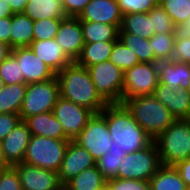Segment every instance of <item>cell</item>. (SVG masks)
Instances as JSON below:
<instances>
[{"label": "cell", "mask_w": 190, "mask_h": 190, "mask_svg": "<svg viewBox=\"0 0 190 190\" xmlns=\"http://www.w3.org/2000/svg\"><path fill=\"white\" fill-rule=\"evenodd\" d=\"M154 141L142 150L128 153L119 165L118 178L149 181L161 167Z\"/></svg>", "instance_id": "8992f818"}, {"label": "cell", "mask_w": 190, "mask_h": 190, "mask_svg": "<svg viewBox=\"0 0 190 190\" xmlns=\"http://www.w3.org/2000/svg\"><path fill=\"white\" fill-rule=\"evenodd\" d=\"M13 13H23L27 4L26 0H7Z\"/></svg>", "instance_id": "bcb514c9"}, {"label": "cell", "mask_w": 190, "mask_h": 190, "mask_svg": "<svg viewBox=\"0 0 190 190\" xmlns=\"http://www.w3.org/2000/svg\"><path fill=\"white\" fill-rule=\"evenodd\" d=\"M33 21L47 18H67L62 0H31L23 12Z\"/></svg>", "instance_id": "603a6c76"}, {"label": "cell", "mask_w": 190, "mask_h": 190, "mask_svg": "<svg viewBox=\"0 0 190 190\" xmlns=\"http://www.w3.org/2000/svg\"><path fill=\"white\" fill-rule=\"evenodd\" d=\"M187 188H190V158L179 161L174 165Z\"/></svg>", "instance_id": "ee69618b"}, {"label": "cell", "mask_w": 190, "mask_h": 190, "mask_svg": "<svg viewBox=\"0 0 190 190\" xmlns=\"http://www.w3.org/2000/svg\"><path fill=\"white\" fill-rule=\"evenodd\" d=\"M34 21L24 13L11 16L10 47H28L33 41Z\"/></svg>", "instance_id": "7402d4cb"}, {"label": "cell", "mask_w": 190, "mask_h": 190, "mask_svg": "<svg viewBox=\"0 0 190 190\" xmlns=\"http://www.w3.org/2000/svg\"><path fill=\"white\" fill-rule=\"evenodd\" d=\"M176 34H154L149 38L154 51L155 59L160 61H170L173 59L174 42Z\"/></svg>", "instance_id": "1f68e13d"}, {"label": "cell", "mask_w": 190, "mask_h": 190, "mask_svg": "<svg viewBox=\"0 0 190 190\" xmlns=\"http://www.w3.org/2000/svg\"><path fill=\"white\" fill-rule=\"evenodd\" d=\"M111 140L106 120L100 114H94L74 141L98 161L109 151Z\"/></svg>", "instance_id": "30bf717a"}, {"label": "cell", "mask_w": 190, "mask_h": 190, "mask_svg": "<svg viewBox=\"0 0 190 190\" xmlns=\"http://www.w3.org/2000/svg\"><path fill=\"white\" fill-rule=\"evenodd\" d=\"M96 91L107 104H121L124 71L110 60L87 68Z\"/></svg>", "instance_id": "52a82bcc"}, {"label": "cell", "mask_w": 190, "mask_h": 190, "mask_svg": "<svg viewBox=\"0 0 190 190\" xmlns=\"http://www.w3.org/2000/svg\"><path fill=\"white\" fill-rule=\"evenodd\" d=\"M151 24L155 34H176L178 32V28L160 4L151 9Z\"/></svg>", "instance_id": "e575fe53"}, {"label": "cell", "mask_w": 190, "mask_h": 190, "mask_svg": "<svg viewBox=\"0 0 190 190\" xmlns=\"http://www.w3.org/2000/svg\"><path fill=\"white\" fill-rule=\"evenodd\" d=\"M122 15L127 13H148L159 5V0H117Z\"/></svg>", "instance_id": "74e56055"}, {"label": "cell", "mask_w": 190, "mask_h": 190, "mask_svg": "<svg viewBox=\"0 0 190 190\" xmlns=\"http://www.w3.org/2000/svg\"><path fill=\"white\" fill-rule=\"evenodd\" d=\"M28 47L56 74L73 62L55 39L33 40Z\"/></svg>", "instance_id": "d6986e66"}, {"label": "cell", "mask_w": 190, "mask_h": 190, "mask_svg": "<svg viewBox=\"0 0 190 190\" xmlns=\"http://www.w3.org/2000/svg\"><path fill=\"white\" fill-rule=\"evenodd\" d=\"M172 60L190 64V36L176 33Z\"/></svg>", "instance_id": "f35d334b"}, {"label": "cell", "mask_w": 190, "mask_h": 190, "mask_svg": "<svg viewBox=\"0 0 190 190\" xmlns=\"http://www.w3.org/2000/svg\"><path fill=\"white\" fill-rule=\"evenodd\" d=\"M154 142L163 166L190 158V119H176Z\"/></svg>", "instance_id": "277c9868"}, {"label": "cell", "mask_w": 190, "mask_h": 190, "mask_svg": "<svg viewBox=\"0 0 190 190\" xmlns=\"http://www.w3.org/2000/svg\"><path fill=\"white\" fill-rule=\"evenodd\" d=\"M11 16L0 18V41L10 46Z\"/></svg>", "instance_id": "f6af8a7d"}, {"label": "cell", "mask_w": 190, "mask_h": 190, "mask_svg": "<svg viewBox=\"0 0 190 190\" xmlns=\"http://www.w3.org/2000/svg\"><path fill=\"white\" fill-rule=\"evenodd\" d=\"M5 84L3 80L0 78V91L4 88Z\"/></svg>", "instance_id": "f5cc1de1"}, {"label": "cell", "mask_w": 190, "mask_h": 190, "mask_svg": "<svg viewBox=\"0 0 190 190\" xmlns=\"http://www.w3.org/2000/svg\"><path fill=\"white\" fill-rule=\"evenodd\" d=\"M62 19L64 18H47L34 21L33 40L55 39Z\"/></svg>", "instance_id": "8d00e7d4"}, {"label": "cell", "mask_w": 190, "mask_h": 190, "mask_svg": "<svg viewBox=\"0 0 190 190\" xmlns=\"http://www.w3.org/2000/svg\"><path fill=\"white\" fill-rule=\"evenodd\" d=\"M26 89V83L5 85L0 91V114H19L25 98Z\"/></svg>", "instance_id": "484cf974"}, {"label": "cell", "mask_w": 190, "mask_h": 190, "mask_svg": "<svg viewBox=\"0 0 190 190\" xmlns=\"http://www.w3.org/2000/svg\"><path fill=\"white\" fill-rule=\"evenodd\" d=\"M123 104L152 141L176 120L168 108L157 100L154 95L130 98Z\"/></svg>", "instance_id": "3957f363"}, {"label": "cell", "mask_w": 190, "mask_h": 190, "mask_svg": "<svg viewBox=\"0 0 190 190\" xmlns=\"http://www.w3.org/2000/svg\"><path fill=\"white\" fill-rule=\"evenodd\" d=\"M115 41H97L85 43L76 63L88 68L94 64L109 60Z\"/></svg>", "instance_id": "cb8c5ba5"}, {"label": "cell", "mask_w": 190, "mask_h": 190, "mask_svg": "<svg viewBox=\"0 0 190 190\" xmlns=\"http://www.w3.org/2000/svg\"><path fill=\"white\" fill-rule=\"evenodd\" d=\"M99 114L106 120L111 139L125 154L142 150L152 142L124 104H108Z\"/></svg>", "instance_id": "6da1fadb"}, {"label": "cell", "mask_w": 190, "mask_h": 190, "mask_svg": "<svg viewBox=\"0 0 190 190\" xmlns=\"http://www.w3.org/2000/svg\"><path fill=\"white\" fill-rule=\"evenodd\" d=\"M96 165L92 155L74 140H70L65 151L58 178L62 186L83 170Z\"/></svg>", "instance_id": "5bb4252c"}, {"label": "cell", "mask_w": 190, "mask_h": 190, "mask_svg": "<svg viewBox=\"0 0 190 190\" xmlns=\"http://www.w3.org/2000/svg\"><path fill=\"white\" fill-rule=\"evenodd\" d=\"M60 97L57 77L43 82L27 84L25 98L19 112L21 120L27 117L53 111Z\"/></svg>", "instance_id": "ba28073f"}, {"label": "cell", "mask_w": 190, "mask_h": 190, "mask_svg": "<svg viewBox=\"0 0 190 190\" xmlns=\"http://www.w3.org/2000/svg\"><path fill=\"white\" fill-rule=\"evenodd\" d=\"M84 43L97 41H116L119 37V28L116 25L81 21Z\"/></svg>", "instance_id": "83f0119b"}, {"label": "cell", "mask_w": 190, "mask_h": 190, "mask_svg": "<svg viewBox=\"0 0 190 190\" xmlns=\"http://www.w3.org/2000/svg\"><path fill=\"white\" fill-rule=\"evenodd\" d=\"M24 122L27 124L32 136L70 140L65 135L63 126L58 122L53 111L27 117Z\"/></svg>", "instance_id": "44dd1931"}, {"label": "cell", "mask_w": 190, "mask_h": 190, "mask_svg": "<svg viewBox=\"0 0 190 190\" xmlns=\"http://www.w3.org/2000/svg\"><path fill=\"white\" fill-rule=\"evenodd\" d=\"M90 0H62L67 16L78 17Z\"/></svg>", "instance_id": "7bdbcfd3"}, {"label": "cell", "mask_w": 190, "mask_h": 190, "mask_svg": "<svg viewBox=\"0 0 190 190\" xmlns=\"http://www.w3.org/2000/svg\"><path fill=\"white\" fill-rule=\"evenodd\" d=\"M9 167V165L5 162V158L3 155V149H2V145H1V141H0V169H4Z\"/></svg>", "instance_id": "f907efd6"}, {"label": "cell", "mask_w": 190, "mask_h": 190, "mask_svg": "<svg viewBox=\"0 0 190 190\" xmlns=\"http://www.w3.org/2000/svg\"><path fill=\"white\" fill-rule=\"evenodd\" d=\"M122 17L117 0H90L78 19L80 21L112 24L120 29Z\"/></svg>", "instance_id": "2e32d148"}, {"label": "cell", "mask_w": 190, "mask_h": 190, "mask_svg": "<svg viewBox=\"0 0 190 190\" xmlns=\"http://www.w3.org/2000/svg\"><path fill=\"white\" fill-rule=\"evenodd\" d=\"M182 34L190 36V17L188 20L178 29Z\"/></svg>", "instance_id": "681fc988"}, {"label": "cell", "mask_w": 190, "mask_h": 190, "mask_svg": "<svg viewBox=\"0 0 190 190\" xmlns=\"http://www.w3.org/2000/svg\"><path fill=\"white\" fill-rule=\"evenodd\" d=\"M153 95L168 108L175 119H190V96L186 89L172 90L167 85L158 83Z\"/></svg>", "instance_id": "ac0fdd59"}, {"label": "cell", "mask_w": 190, "mask_h": 190, "mask_svg": "<svg viewBox=\"0 0 190 190\" xmlns=\"http://www.w3.org/2000/svg\"><path fill=\"white\" fill-rule=\"evenodd\" d=\"M0 78L5 85L25 83L20 65L11 54L0 64Z\"/></svg>", "instance_id": "d590c367"}, {"label": "cell", "mask_w": 190, "mask_h": 190, "mask_svg": "<svg viewBox=\"0 0 190 190\" xmlns=\"http://www.w3.org/2000/svg\"><path fill=\"white\" fill-rule=\"evenodd\" d=\"M70 140L31 136L23 162L58 172Z\"/></svg>", "instance_id": "5b68a950"}, {"label": "cell", "mask_w": 190, "mask_h": 190, "mask_svg": "<svg viewBox=\"0 0 190 190\" xmlns=\"http://www.w3.org/2000/svg\"><path fill=\"white\" fill-rule=\"evenodd\" d=\"M12 48L0 41V64L11 54Z\"/></svg>", "instance_id": "c3c4849f"}, {"label": "cell", "mask_w": 190, "mask_h": 190, "mask_svg": "<svg viewBox=\"0 0 190 190\" xmlns=\"http://www.w3.org/2000/svg\"><path fill=\"white\" fill-rule=\"evenodd\" d=\"M159 4L178 29L190 17V0H159Z\"/></svg>", "instance_id": "d6a6232c"}, {"label": "cell", "mask_w": 190, "mask_h": 190, "mask_svg": "<svg viewBox=\"0 0 190 190\" xmlns=\"http://www.w3.org/2000/svg\"><path fill=\"white\" fill-rule=\"evenodd\" d=\"M126 156L125 152L111 140L109 151L96 161V166L106 181L118 178L119 165Z\"/></svg>", "instance_id": "f1b7e54d"}, {"label": "cell", "mask_w": 190, "mask_h": 190, "mask_svg": "<svg viewBox=\"0 0 190 190\" xmlns=\"http://www.w3.org/2000/svg\"><path fill=\"white\" fill-rule=\"evenodd\" d=\"M60 97L99 114L108 104L96 91L87 68L75 61L56 74Z\"/></svg>", "instance_id": "7a4b0ae2"}, {"label": "cell", "mask_w": 190, "mask_h": 190, "mask_svg": "<svg viewBox=\"0 0 190 190\" xmlns=\"http://www.w3.org/2000/svg\"><path fill=\"white\" fill-rule=\"evenodd\" d=\"M97 190H111L108 183H106L105 185H103L101 188L97 189Z\"/></svg>", "instance_id": "816d5d0a"}, {"label": "cell", "mask_w": 190, "mask_h": 190, "mask_svg": "<svg viewBox=\"0 0 190 190\" xmlns=\"http://www.w3.org/2000/svg\"><path fill=\"white\" fill-rule=\"evenodd\" d=\"M119 32H128L149 39L155 34L151 24V10L148 13H127L122 17Z\"/></svg>", "instance_id": "d4e9b609"}, {"label": "cell", "mask_w": 190, "mask_h": 190, "mask_svg": "<svg viewBox=\"0 0 190 190\" xmlns=\"http://www.w3.org/2000/svg\"><path fill=\"white\" fill-rule=\"evenodd\" d=\"M111 190H151L149 181L115 178L107 181Z\"/></svg>", "instance_id": "60d3db41"}, {"label": "cell", "mask_w": 190, "mask_h": 190, "mask_svg": "<svg viewBox=\"0 0 190 190\" xmlns=\"http://www.w3.org/2000/svg\"><path fill=\"white\" fill-rule=\"evenodd\" d=\"M53 113L70 140L76 139L95 114L92 110L62 97L57 99Z\"/></svg>", "instance_id": "8fae6325"}, {"label": "cell", "mask_w": 190, "mask_h": 190, "mask_svg": "<svg viewBox=\"0 0 190 190\" xmlns=\"http://www.w3.org/2000/svg\"><path fill=\"white\" fill-rule=\"evenodd\" d=\"M106 183L107 181L95 165L83 170L63 187L67 190H97Z\"/></svg>", "instance_id": "f546056e"}, {"label": "cell", "mask_w": 190, "mask_h": 190, "mask_svg": "<svg viewBox=\"0 0 190 190\" xmlns=\"http://www.w3.org/2000/svg\"><path fill=\"white\" fill-rule=\"evenodd\" d=\"M0 190H23L19 175L13 166L0 169Z\"/></svg>", "instance_id": "ab89813d"}, {"label": "cell", "mask_w": 190, "mask_h": 190, "mask_svg": "<svg viewBox=\"0 0 190 190\" xmlns=\"http://www.w3.org/2000/svg\"><path fill=\"white\" fill-rule=\"evenodd\" d=\"M31 136L27 124L20 120L11 133L1 141L5 162L9 166L23 162Z\"/></svg>", "instance_id": "e0dca14e"}, {"label": "cell", "mask_w": 190, "mask_h": 190, "mask_svg": "<svg viewBox=\"0 0 190 190\" xmlns=\"http://www.w3.org/2000/svg\"><path fill=\"white\" fill-rule=\"evenodd\" d=\"M109 60L123 71L140 63L136 54H133L119 38L114 42Z\"/></svg>", "instance_id": "836d02e7"}, {"label": "cell", "mask_w": 190, "mask_h": 190, "mask_svg": "<svg viewBox=\"0 0 190 190\" xmlns=\"http://www.w3.org/2000/svg\"><path fill=\"white\" fill-rule=\"evenodd\" d=\"M23 190H60L58 172L21 162L13 165Z\"/></svg>", "instance_id": "7c38bea8"}, {"label": "cell", "mask_w": 190, "mask_h": 190, "mask_svg": "<svg viewBox=\"0 0 190 190\" xmlns=\"http://www.w3.org/2000/svg\"><path fill=\"white\" fill-rule=\"evenodd\" d=\"M151 190H187L174 166H161L149 180Z\"/></svg>", "instance_id": "4316f807"}, {"label": "cell", "mask_w": 190, "mask_h": 190, "mask_svg": "<svg viewBox=\"0 0 190 190\" xmlns=\"http://www.w3.org/2000/svg\"><path fill=\"white\" fill-rule=\"evenodd\" d=\"M11 55L19 63L26 84L43 82L56 77V73L29 47L13 48Z\"/></svg>", "instance_id": "4fadbf2b"}, {"label": "cell", "mask_w": 190, "mask_h": 190, "mask_svg": "<svg viewBox=\"0 0 190 190\" xmlns=\"http://www.w3.org/2000/svg\"><path fill=\"white\" fill-rule=\"evenodd\" d=\"M55 40L62 47L64 53L72 60L80 56L84 46L81 21L78 17L68 16L60 22Z\"/></svg>", "instance_id": "9a60e30c"}, {"label": "cell", "mask_w": 190, "mask_h": 190, "mask_svg": "<svg viewBox=\"0 0 190 190\" xmlns=\"http://www.w3.org/2000/svg\"><path fill=\"white\" fill-rule=\"evenodd\" d=\"M14 13L7 0H0V18L10 17Z\"/></svg>", "instance_id": "7dc6e473"}, {"label": "cell", "mask_w": 190, "mask_h": 190, "mask_svg": "<svg viewBox=\"0 0 190 190\" xmlns=\"http://www.w3.org/2000/svg\"><path fill=\"white\" fill-rule=\"evenodd\" d=\"M186 90H187V92H188V94H189V96H190V81H189V85H188V87L186 88Z\"/></svg>", "instance_id": "db71d44e"}, {"label": "cell", "mask_w": 190, "mask_h": 190, "mask_svg": "<svg viewBox=\"0 0 190 190\" xmlns=\"http://www.w3.org/2000/svg\"><path fill=\"white\" fill-rule=\"evenodd\" d=\"M158 83V63L140 62L125 70L122 104L130 98L153 95Z\"/></svg>", "instance_id": "9c48e42d"}, {"label": "cell", "mask_w": 190, "mask_h": 190, "mask_svg": "<svg viewBox=\"0 0 190 190\" xmlns=\"http://www.w3.org/2000/svg\"><path fill=\"white\" fill-rule=\"evenodd\" d=\"M118 38L126 47L132 50L133 54H136L139 62L158 63L149 39L141 38L128 32H119Z\"/></svg>", "instance_id": "4dcf8cb0"}, {"label": "cell", "mask_w": 190, "mask_h": 190, "mask_svg": "<svg viewBox=\"0 0 190 190\" xmlns=\"http://www.w3.org/2000/svg\"><path fill=\"white\" fill-rule=\"evenodd\" d=\"M158 79L160 84L170 89H186L190 81V64L179 61L158 62Z\"/></svg>", "instance_id": "ffe728a7"}, {"label": "cell", "mask_w": 190, "mask_h": 190, "mask_svg": "<svg viewBox=\"0 0 190 190\" xmlns=\"http://www.w3.org/2000/svg\"><path fill=\"white\" fill-rule=\"evenodd\" d=\"M19 114L1 113L0 114V141L11 133L14 127L20 122Z\"/></svg>", "instance_id": "b9f144b4"}]
</instances>
